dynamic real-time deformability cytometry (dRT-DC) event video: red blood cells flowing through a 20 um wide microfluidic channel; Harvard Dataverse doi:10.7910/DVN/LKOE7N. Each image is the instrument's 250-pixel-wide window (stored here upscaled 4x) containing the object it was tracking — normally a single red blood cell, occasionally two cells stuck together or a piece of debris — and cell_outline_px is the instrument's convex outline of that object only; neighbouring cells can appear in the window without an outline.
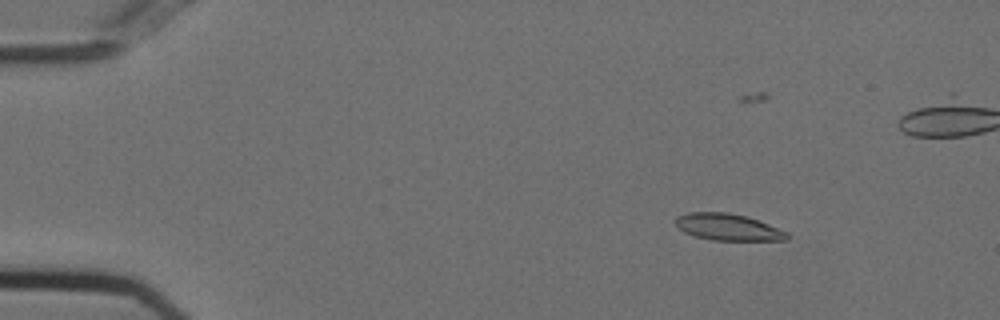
{"species": "Egyptian fruit bat (a non-hibernating species)", "species_latin": "Rousettus aegyptiacus", "temperature_condition": "cold", "stored_images_in_passage": 49, "camera_frame_rate_fps": 3000, "um_per_image_px": 0.085, "animal": {"sex": "female"}, "frame": {"image": 1, "passage_image": 1, "time_ms": 0.0, "image_size_px": [1000, 320], "cell_outline_px": [[788, 240], [712, 240], [696, 236], [684, 232], [676, 224], [676, 216], [688, 212], [728, 212], [744, 216], [768, 224], [788, 232]], "centroid_in_image_um": [61.87, 19.3], "position_along_channel_um": 23.1, "area_um2": 17.11}}
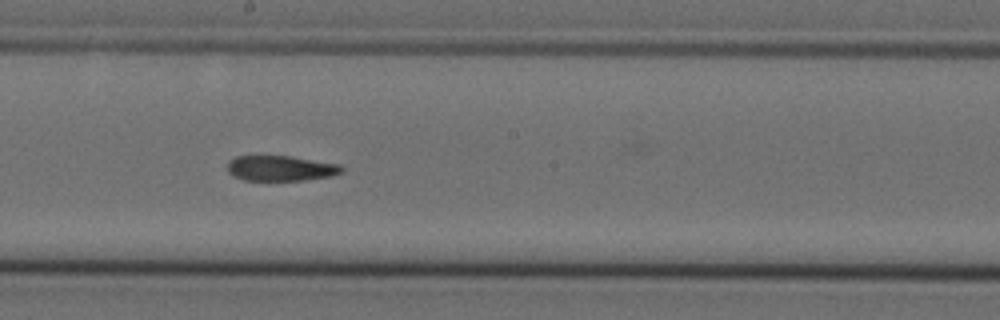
{"frame": {"image": 2, "passage_image": 24, "time_ms": 7.667, "image_size_px": [1000, 320], "cell_outline_px": [[344, 172], [332, 176], [304, 180], [244, 180], [232, 176], [228, 172], [228, 160], [236, 156], [292, 156], [340, 164], [344, 168]], "centroid_in_image_um": [23.88, 14.3], "position_along_channel_um": 224.3, "area_um2": 17.05}}
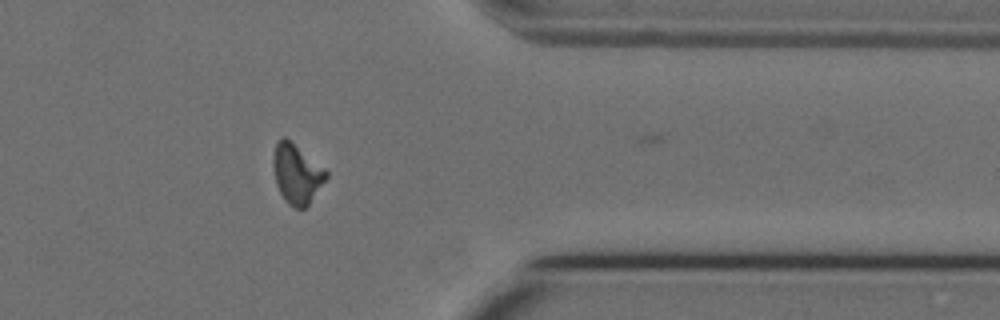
{"frame": {"image": 3, "passage_image": 38, "time_ms": 12.333, "image_size_px": [1000, 320], "cell_outline_px": [[328, 176], [308, 204], [304, 208], [296, 208], [288, 204], [284, 200], [276, 184], [272, 164], [272, 156], [276, 140], [284, 136], [324, 168], [328, 172]], "centroid_in_image_um": [25.18, 14.76], "position_along_channel_um": 386.2, "area_um2": 18.21}, "authors_computed_cell_mechanics": {"area_um2": 18.0336, "velocity_mm_per_s": 3.7121, "shape_relaxation_time_tau1_ms": null, "shape_relaxation_time_tau2_ms": 3.9979, "deformation_change_tau1": null, "deformation_change_tau2": 0.1113}}